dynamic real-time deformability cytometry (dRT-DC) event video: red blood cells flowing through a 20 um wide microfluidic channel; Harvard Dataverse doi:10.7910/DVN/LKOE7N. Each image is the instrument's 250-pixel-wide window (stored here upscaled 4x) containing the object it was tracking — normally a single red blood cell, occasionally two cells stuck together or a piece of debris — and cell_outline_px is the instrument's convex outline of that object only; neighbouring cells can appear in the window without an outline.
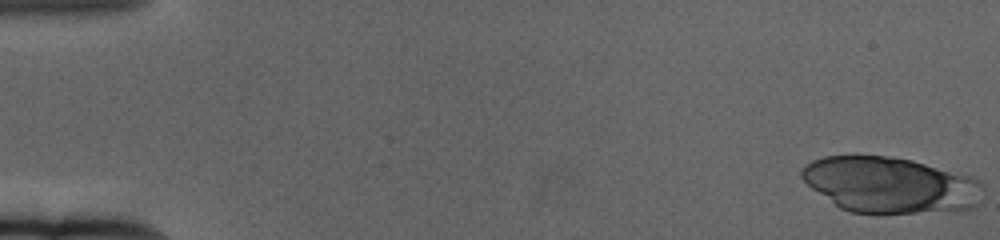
{"species": "human", "species_latin": "Homo sapiens", "temperature_condition": "cold", "stored_images_in_passage": 60, "camera_frame_rate_fps": 3000, "um_per_image_px": 0.085, "donor": {"sex": "female"}, "frame": {"image": 1, "passage_image": 1, "time_ms": 0.0, "image_size_px": [1000, 240], "cell_outline_px": [[984, 188], [980, 204], [972, 208], [916, 212], [848, 212], [840, 208], [812, 188], [800, 176], [800, 172], [812, 160], [824, 156], [884, 156], [912, 160], [976, 176], [984, 184]], "centroid_in_image_um": [75.73, 15.7], "position_along_channel_um": 9.3, "area_um2": 58.9}}
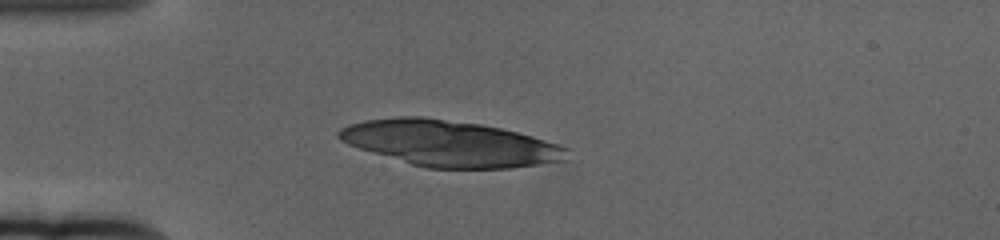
{"frame": {"image": 2, "passage_image": 16, "time_ms": 5.0, "image_size_px": [1000, 240], "cell_outline_px": [[568, 160], [512, 168], [424, 168], [360, 148], [348, 144], [340, 140], [336, 136], [336, 132], [340, 128], [348, 124], [364, 120], [400, 116], [420, 116], [480, 124], [500, 128], [532, 136], [560, 144], [568, 148]], "centroid_in_image_um": [38.24, 12.19], "position_along_channel_um": 46.8, "area_um2": 60.98}}